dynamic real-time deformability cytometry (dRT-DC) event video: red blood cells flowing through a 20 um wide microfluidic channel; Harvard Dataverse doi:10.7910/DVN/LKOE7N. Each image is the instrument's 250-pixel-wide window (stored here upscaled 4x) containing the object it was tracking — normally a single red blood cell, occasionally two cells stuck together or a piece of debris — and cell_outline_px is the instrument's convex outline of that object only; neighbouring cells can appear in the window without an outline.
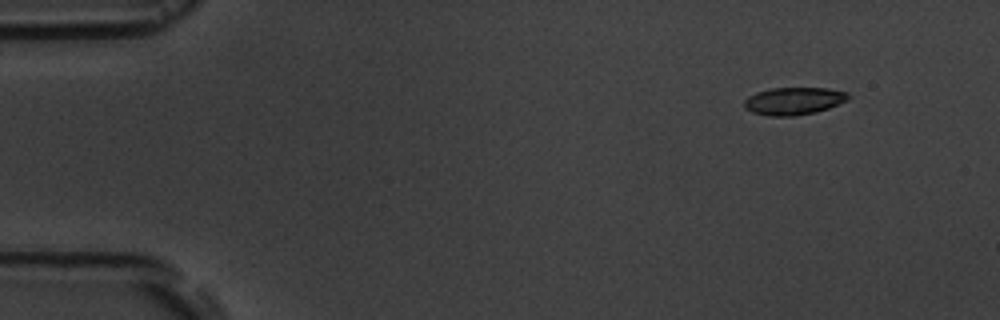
{"species": "common noctule bat (a hibernating species)", "species_latin": "Nyctalus noctula", "temperature_condition": "room temperature", "stored_images_in_passage": 6, "camera_frame_rate_fps": 3000, "um_per_image_px": 0.085, "animal": {"sex": "male", "body_mass_g": 19.5, "forearm_length_mm": 54.6}, "frame": {"image": 1, "passage_image": 2, "time_ms": 1.0, "image_size_px": [1000, 320], "cell_outline_px": [[852, 96], [848, 100], [828, 108], [816, 112], [796, 116], [768, 116], [752, 112], [744, 108], [744, 100], [748, 96], [756, 92], [772, 88], [828, 88], [848, 92]], "centroid_in_image_um": [67.48, 8.58], "position_along_channel_um": 17.5, "area_um2": 16.88}}
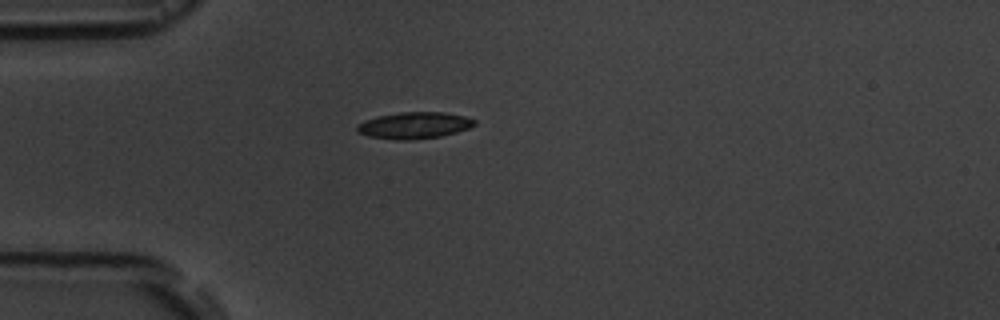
{"frame": {"image": 2, "passage_image": 5, "time_ms": 4.333, "image_size_px": [1000, 320], "cell_outline_px": [[476, 124], [468, 128], [456, 132], [440, 136], [416, 140], [396, 140], [368, 136], [356, 132], [356, 124], [364, 120], [376, 116], [400, 112], [444, 112], [464, 116], [476, 120]], "centroid_in_image_um": [35.16, 10.66], "position_along_channel_um": 49.8, "area_um2": 18.38}}